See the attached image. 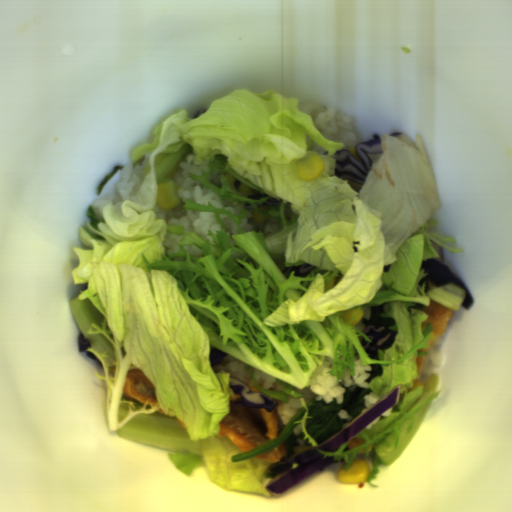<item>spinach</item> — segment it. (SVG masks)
<instances>
[{
  "instance_id": "cb11ae35",
  "label": "spinach",
  "mask_w": 512,
  "mask_h": 512,
  "mask_svg": "<svg viewBox=\"0 0 512 512\" xmlns=\"http://www.w3.org/2000/svg\"><path fill=\"white\" fill-rule=\"evenodd\" d=\"M373 391L371 387L351 386L344 393L343 403L335 399L329 403L311 399L307 402L308 417L305 421V430L317 445L323 444L336 433L345 428L340 411L357 418L364 411L366 404L364 398Z\"/></svg>"
},
{
  "instance_id": "28cb9854",
  "label": "spinach",
  "mask_w": 512,
  "mask_h": 512,
  "mask_svg": "<svg viewBox=\"0 0 512 512\" xmlns=\"http://www.w3.org/2000/svg\"><path fill=\"white\" fill-rule=\"evenodd\" d=\"M305 412L306 409L304 407H301V409L290 419V421L282 428L279 435H277V437H275L274 439L259 444L248 450L238 449V454L231 456V462L234 464L253 459L256 456L275 448L282 442H285L286 444V459L294 455L296 451V446H298L299 444L294 433V430L296 428V422L303 420Z\"/></svg>"
},
{
  "instance_id": "e1bbb2b3",
  "label": "spinach",
  "mask_w": 512,
  "mask_h": 512,
  "mask_svg": "<svg viewBox=\"0 0 512 512\" xmlns=\"http://www.w3.org/2000/svg\"><path fill=\"white\" fill-rule=\"evenodd\" d=\"M370 364H371L370 375L366 379V383H371V381L374 377L380 376L382 374V367L380 364H377V363H370Z\"/></svg>"
}]
</instances>
